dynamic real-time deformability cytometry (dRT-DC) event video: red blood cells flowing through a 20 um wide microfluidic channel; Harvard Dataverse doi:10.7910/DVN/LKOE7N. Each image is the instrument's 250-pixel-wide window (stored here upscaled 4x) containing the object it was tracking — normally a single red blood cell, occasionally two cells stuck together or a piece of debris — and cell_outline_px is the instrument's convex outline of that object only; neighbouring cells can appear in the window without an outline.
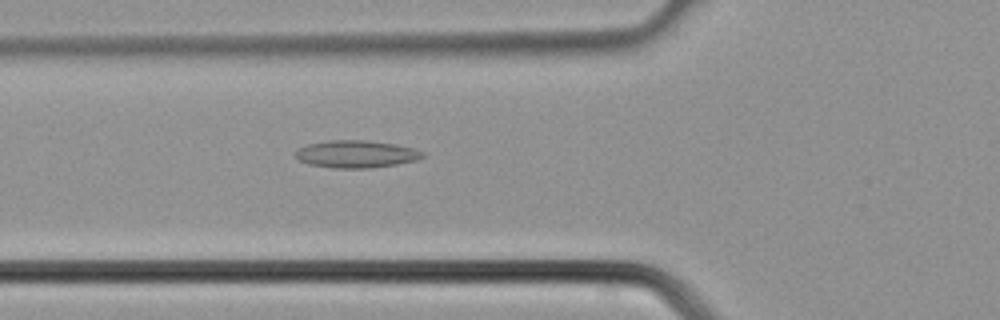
{"species": "common noctule bat (a hibernating species)", "species_latin": "Nyctalus noctula", "temperature_condition": "cold", "stored_images_in_passage": 16, "camera_frame_rate_fps": 3000, "um_per_image_px": 0.085, "animal": {"sex": "male", "body_mass_g": 21.5, "forearm_length_mm": 52.0}, "frame": {"image": 1, "passage_image": 2, "time_ms": 0.333, "image_size_px": [1000, 320], "cell_outline_px": [[424, 156], [416, 160], [396, 164], [368, 168], [336, 168], [308, 164], [300, 160], [296, 156], [296, 152], [300, 148], [308, 144], [328, 140], [368, 140], [392, 144], [412, 148], [424, 152]], "centroid_in_image_um": [30.27, 13.09], "position_along_channel_um": 95.5, "area_um2": 20.0}}
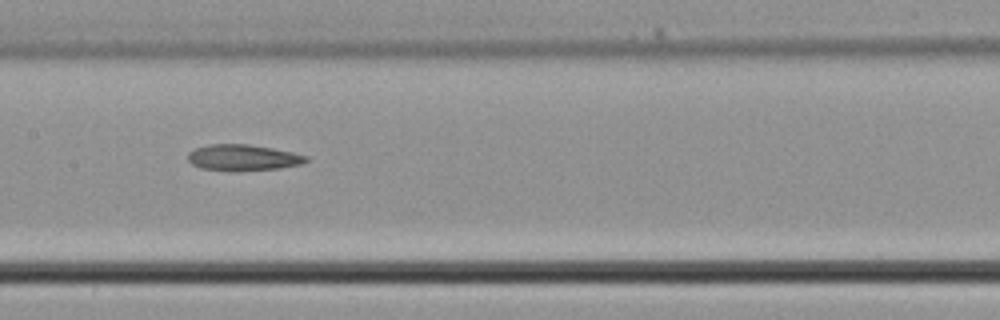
{"frame": {"image": 2, "passage_image": 7, "time_ms": 2.0, "image_size_px": [1000, 320], "cell_outline_px": [[308, 160], [304, 164], [280, 168], [240, 172], [232, 172], [200, 168], [192, 164], [188, 160], [188, 152], [192, 148], [208, 144], [248, 144], [272, 148], [292, 152], [308, 156]], "centroid_in_image_um": [20.63, 13.41], "position_along_channel_um": 186.8, "area_um2": 18.5}}
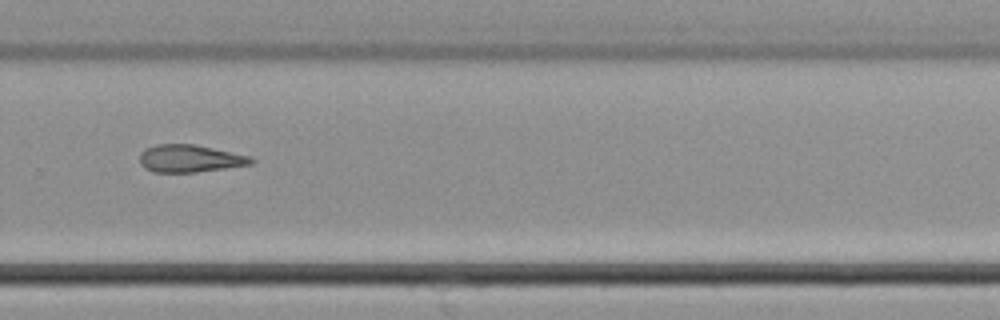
{"frame": {"image": 3, "passage_image": 14, "time_ms": 4.333, "image_size_px": [1000, 320], "cell_outline_px": [[256, 160], [252, 164], [196, 172], [152, 172], [144, 168], [140, 164], [140, 152], [144, 148], [156, 144], [192, 144], [212, 148], [248, 156]], "centroid_in_image_um": [16.07, 13.47], "position_along_channel_um": 313.7, "area_um2": 17.74}}